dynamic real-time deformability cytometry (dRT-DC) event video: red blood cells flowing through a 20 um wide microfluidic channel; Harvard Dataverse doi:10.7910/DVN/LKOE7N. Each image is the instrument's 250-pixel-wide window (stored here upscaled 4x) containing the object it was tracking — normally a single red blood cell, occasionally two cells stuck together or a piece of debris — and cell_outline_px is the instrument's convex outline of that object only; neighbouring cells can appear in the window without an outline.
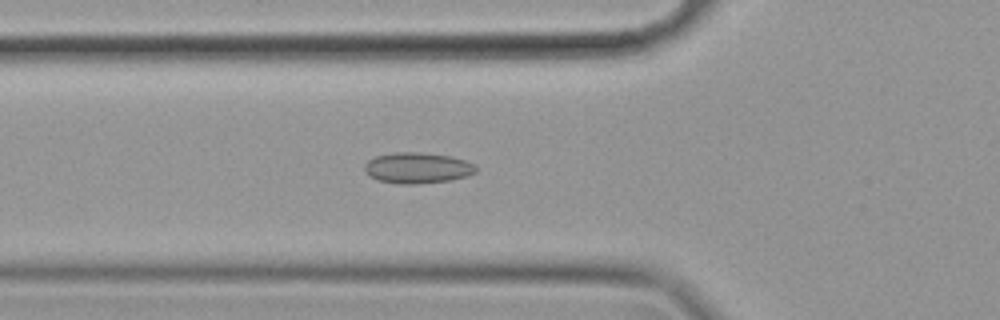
{"species": "common noctule bat (a hibernating species)", "species_latin": "Nyctalus noctula", "temperature_condition": "cold", "stored_images_in_passage": 57, "camera_frame_rate_fps": 3000, "um_per_image_px": 0.085, "animal": {"sex": "female", "body_mass_g": 19.9}, "frame": {"image": 1, "passage_image": 20, "time_ms": 6.333, "image_size_px": [1000, 320], "cell_outline_px": [[476, 172], [464, 176], [448, 180], [416, 184], [396, 184], [376, 180], [368, 176], [364, 172], [364, 164], [368, 160], [376, 156], [396, 152], [420, 152], [452, 156], [476, 164]], "centroid_in_image_um": [35.43, 14.27], "position_along_channel_um": 90.4, "area_um2": 20.17}}
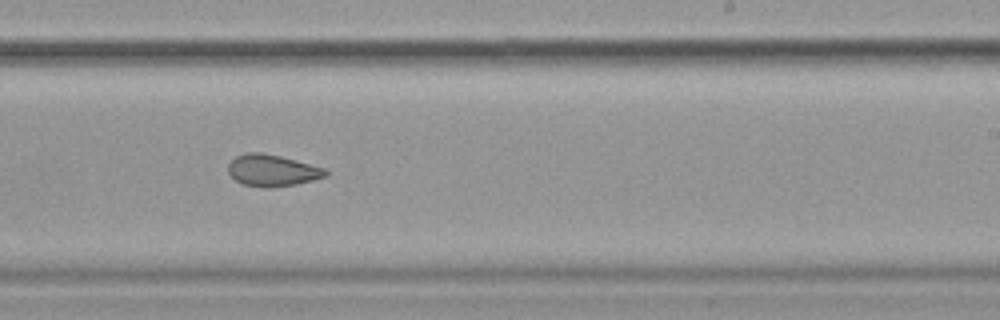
{"frame": {"image": 2, "passage_image": 35, "time_ms": 11.333, "image_size_px": [1000, 320], "cell_outline_px": [[328, 176], [296, 184], [264, 188], [244, 184], [236, 180], [228, 172], [228, 164], [236, 156], [248, 152], [260, 152], [280, 156], [324, 168], [328, 172]], "centroid_in_image_um": [23.13, 14.48], "position_along_channel_um": 265.9, "area_um2": 17.74}}
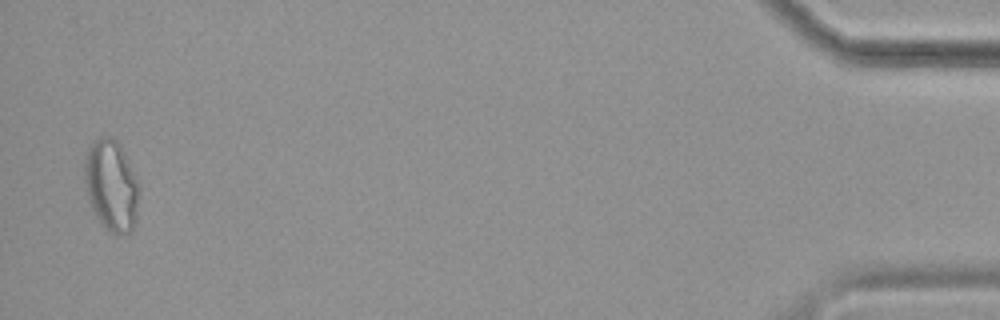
{"frame": {"image": 3, "passage_image": 56, "time_ms": 18.333, "image_size_px": [1000, 320], "cell_outline_px": [[140, 188], [136, 220], [132, 232], [120, 236], [116, 236], [108, 232], [100, 224], [92, 212], [88, 200], [84, 180], [84, 160], [88, 148], [100, 136], [112, 136], [120, 144], [140, 184]], "centroid_in_image_um": [9.47, 15.83], "position_along_channel_um": 425.7, "area_um2": 29.94}, "authors_computed_cell_mechanics": {"area_um2": 20.4034, "velocity_mm_per_s": 3.5142, "shape_relaxation_time_tau1_ms": null, "shape_relaxation_time_tau2_ms": 2.9252, "deformation_change_tau1": null, "deformation_change_tau2": 0.0715}}